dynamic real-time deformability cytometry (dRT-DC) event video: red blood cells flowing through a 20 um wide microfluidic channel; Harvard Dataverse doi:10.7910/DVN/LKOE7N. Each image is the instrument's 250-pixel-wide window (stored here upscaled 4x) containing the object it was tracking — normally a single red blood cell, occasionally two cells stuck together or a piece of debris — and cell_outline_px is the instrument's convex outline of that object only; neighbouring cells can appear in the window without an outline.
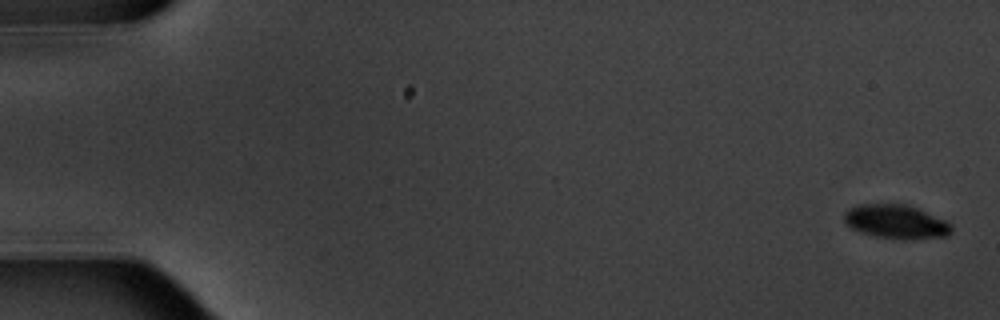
{"species": "common noctule bat (a hibernating species)", "species_latin": "Nyctalus noctula", "temperature_condition": "warm", "stored_images_in_passage": 6, "camera_frame_rate_fps": 3000, "um_per_image_px": 0.085, "animal": {"sex": "male", "body_mass_g": 20.1, "forearm_length_mm": 53.5}, "frame": {"image": 1, "passage_image": 1, "time_ms": 0.0, "image_size_px": [1000, 320], "cell_outline_px": [[952, 232], [948, 236], [908, 240], [904, 240], [876, 236], [860, 232], [852, 228], [844, 220], [844, 212], [848, 208], [860, 204], [904, 204], [916, 208], [944, 220], [952, 224]], "centroid_in_image_um": [76.17, 18.86], "position_along_channel_um": 8.8, "area_um2": 21.15}}
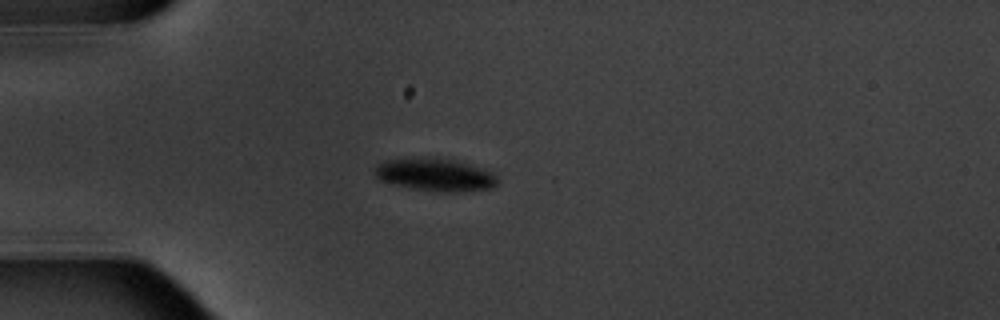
{"frame": {"image": 2, "passage_image": 5, "time_ms": 5.0, "image_size_px": [1000, 320], "cell_outline_px": [[496, 184], [492, 188], [464, 192], [436, 192], [408, 188], [380, 180], [376, 176], [376, 164], [384, 160], [424, 156], [456, 160], [480, 168], [496, 176]], "centroid_in_image_um": [36.94, 14.85], "position_along_channel_um": 48.1, "area_um2": 23.58}}